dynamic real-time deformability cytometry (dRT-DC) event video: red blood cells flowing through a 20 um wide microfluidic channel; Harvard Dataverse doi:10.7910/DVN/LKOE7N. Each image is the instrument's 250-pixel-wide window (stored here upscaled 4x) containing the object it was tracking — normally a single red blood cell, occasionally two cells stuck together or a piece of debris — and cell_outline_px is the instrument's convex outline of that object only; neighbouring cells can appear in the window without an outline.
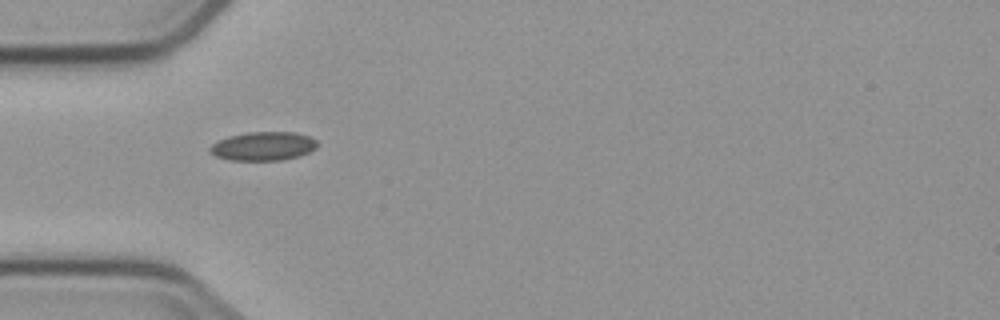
{"species": "common noctule bat (a hibernating species)", "species_latin": "Nyctalus noctula", "temperature_condition": "cold", "stored_images_in_passage": 5, "camera_frame_rate_fps": 3000, "um_per_image_px": 0.085, "animal": {"sex": "male", "body_mass_g": 23.1, "forearm_length_mm": 52.7}, "frame": {"image": 1, "passage_image": 4, "time_ms": 3.667, "image_size_px": [1000, 320], "cell_outline_px": [[316, 148], [300, 156], [284, 160], [232, 160], [216, 156], [208, 148], [212, 144], [228, 136], [248, 132], [296, 132], [308, 136], [316, 140]], "centroid_in_image_um": [22.39, 12.42], "position_along_channel_um": 62.6, "area_um2": 17.86}}
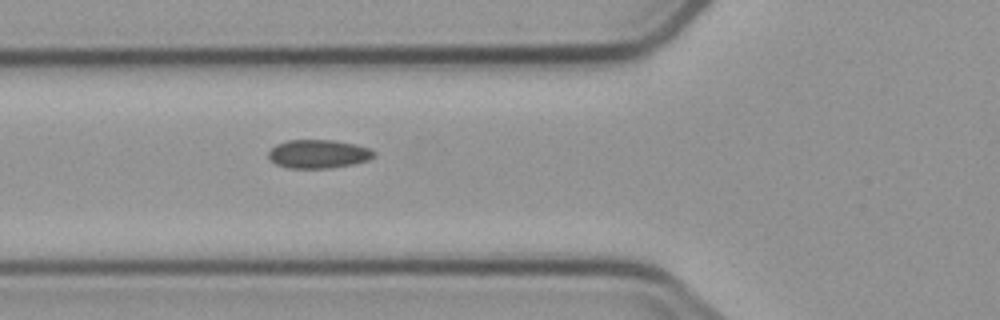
{"frame": {"image": 2, "passage_image": 5, "time_ms": 4.667, "image_size_px": [1000, 320], "cell_outline_px": [[376, 156], [368, 160], [352, 164], [328, 168], [288, 168], [276, 164], [268, 156], [268, 152], [276, 144], [288, 140], [332, 140], [356, 144], [372, 148], [376, 152]], "centroid_in_image_um": [27.1, 13.08], "position_along_channel_um": 98.7, "area_um2": 17.63}}